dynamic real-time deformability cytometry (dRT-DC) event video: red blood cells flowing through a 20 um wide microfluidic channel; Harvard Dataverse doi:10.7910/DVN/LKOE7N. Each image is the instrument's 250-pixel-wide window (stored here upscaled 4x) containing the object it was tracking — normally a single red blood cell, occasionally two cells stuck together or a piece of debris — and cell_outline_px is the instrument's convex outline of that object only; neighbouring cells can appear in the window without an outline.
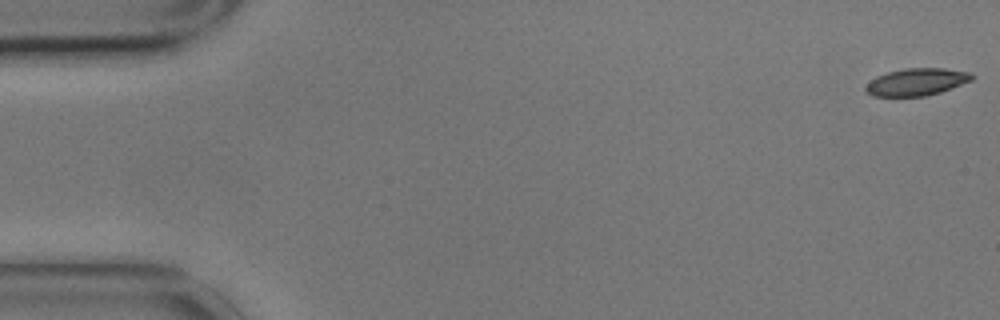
{"species": "common noctule bat (a hibernating species)", "species_latin": "Nyctalus noctula", "temperature_condition": "cold", "stored_images_in_passage": 5, "camera_frame_rate_fps": 3000, "um_per_image_px": 0.085, "animal": {"sex": "male", "body_mass_g": 17.9}, "frame": {"image": 1, "passage_image": 1, "time_ms": 0.0, "image_size_px": [1000, 320], "cell_outline_px": [[976, 76], [972, 80], [940, 92], [924, 96], [872, 96], [864, 88], [876, 76], [888, 72], [904, 68], [944, 68], [972, 72]], "centroid_in_image_um": [77.96, 6.95], "position_along_channel_um": 7.0, "area_um2": 16.82}}
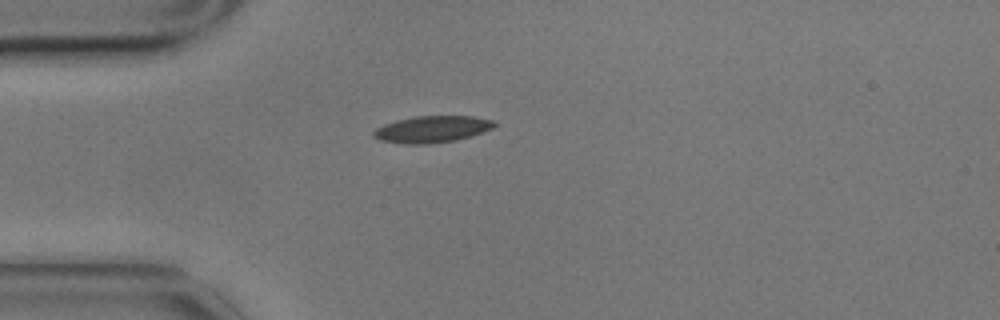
{"frame": {"image": 2, "passage_image": 5, "time_ms": 1.333, "image_size_px": [1000, 320], "cell_outline_px": [[500, 124], [492, 128], [472, 136], [456, 140], [428, 144], [404, 144], [380, 140], [372, 136], [372, 132], [376, 128], [384, 124], [396, 120], [416, 116], [472, 116], [492, 120]], "centroid_in_image_um": [36.72, 10.98], "position_along_channel_um": 48.3, "area_um2": 18.9}}